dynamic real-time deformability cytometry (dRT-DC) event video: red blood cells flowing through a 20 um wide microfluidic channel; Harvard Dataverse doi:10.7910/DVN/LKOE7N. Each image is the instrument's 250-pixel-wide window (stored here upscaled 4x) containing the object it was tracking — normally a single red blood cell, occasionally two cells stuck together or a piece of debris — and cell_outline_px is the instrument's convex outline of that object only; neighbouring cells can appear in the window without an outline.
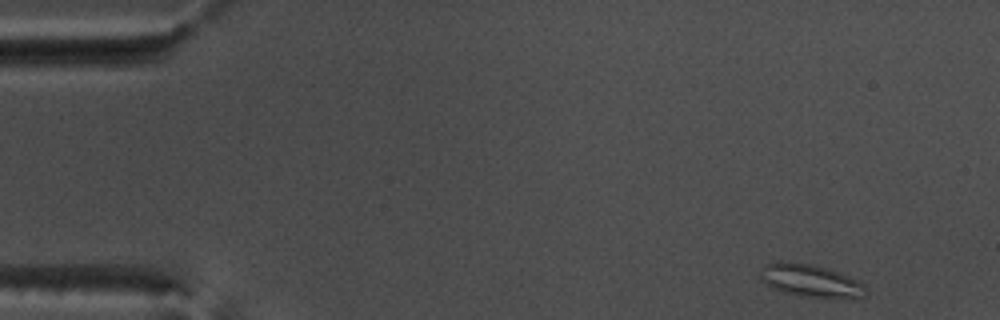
{"species": "common noctule bat (a hibernating species)", "species_latin": "Nyctalus noctula", "temperature_condition": "warm", "stored_images_in_passage": 51, "camera_frame_rate_fps": 3000, "um_per_image_px": 0.085, "animal": {"sex": "male", "body_mass_g": 17.5, "forearm_length_mm": 52.3}, "frame": {"image": 1, "passage_image": 1, "time_ms": 0.0, "image_size_px": [1000, 320], "cell_outline_px": [[868, 292], [864, 296], [800, 296], [784, 292], [760, 280], [760, 276], [764, 264], [776, 260], [780, 260], [812, 264], [840, 272], [860, 280], [868, 288]], "centroid_in_image_um": [68.89, 23.81], "position_along_channel_um": 16.1, "area_um2": 19.83}}
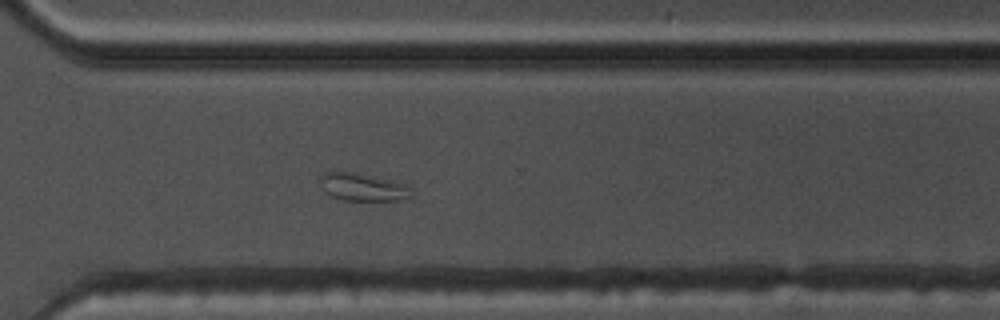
{"frame": {"image": 2, "passage_image": 36, "time_ms": 11.667, "image_size_px": [1000, 320], "cell_outline_px": [[412, 196], [396, 200], [340, 200], [332, 196], [324, 188], [320, 180], [320, 176], [324, 172], [348, 172], [404, 184], [408, 188]], "centroid_in_image_um": [30.78, 15.92], "position_along_channel_um": 339.8, "area_um2": 13.87}}
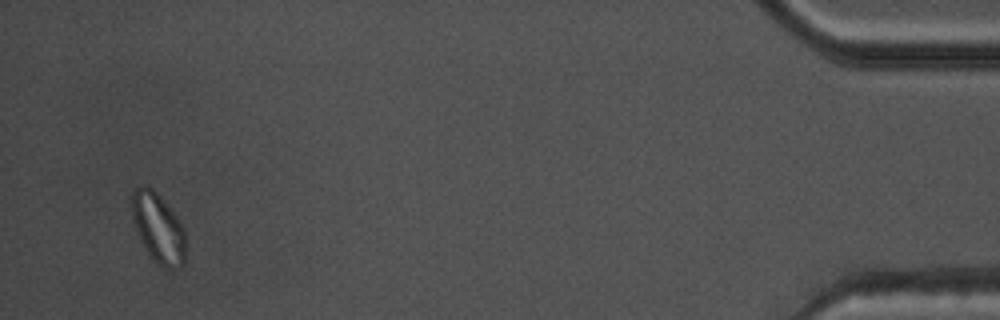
{"frame": {"image": 3, "passage_image": 49, "time_ms": 16.0, "image_size_px": [1000, 320], "cell_outline_px": [[184, 264], [180, 268], [172, 272], [156, 264], [152, 260], [144, 248], [140, 240], [132, 220], [128, 196], [136, 188], [144, 184], [152, 188], [160, 196], [176, 216], [184, 232]], "centroid_in_image_um": [13.39, 19.4], "position_along_channel_um": 421.8, "area_um2": 22.43}}